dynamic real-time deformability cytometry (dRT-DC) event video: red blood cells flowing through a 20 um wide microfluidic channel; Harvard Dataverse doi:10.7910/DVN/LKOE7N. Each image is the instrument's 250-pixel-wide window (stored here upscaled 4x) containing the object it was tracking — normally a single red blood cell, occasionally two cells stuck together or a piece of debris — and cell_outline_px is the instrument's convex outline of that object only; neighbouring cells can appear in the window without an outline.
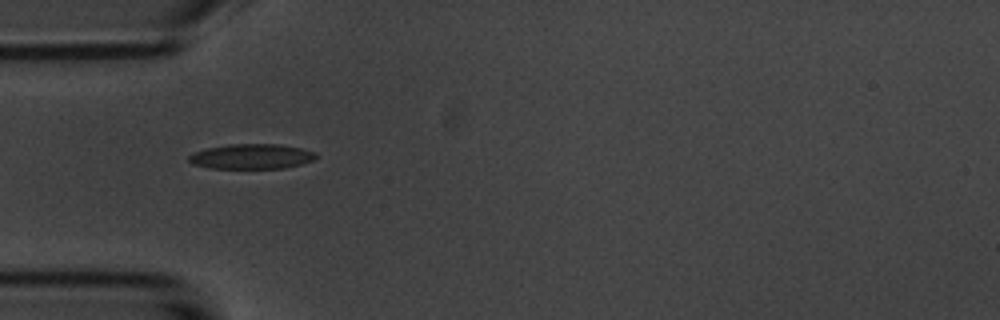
{"species": "common noctule bat (a hibernating species)", "species_latin": "Nyctalus noctula", "temperature_condition": "room temperature", "stored_images_in_passage": 1, "camera_frame_rate_fps": 3000, "um_per_image_px": 0.085, "animal": {"sex": "male", "body_mass_g": 20.1, "forearm_length_mm": 53.5}, "frame": {"image": 1, "passage_image": 1, "time_ms": 0.0, "image_size_px": [1000, 320], "cell_outline_px": [[316, 156], [312, 160], [300, 164], [284, 168], [208, 168], [192, 164], [188, 160], [188, 156], [192, 152], [208, 148], [228, 144], [280, 144], [300, 148], [316, 152]], "centroid_in_image_um": [21.33, 13.29], "position_along_channel_um": 63.7, "area_um2": 18.5}}